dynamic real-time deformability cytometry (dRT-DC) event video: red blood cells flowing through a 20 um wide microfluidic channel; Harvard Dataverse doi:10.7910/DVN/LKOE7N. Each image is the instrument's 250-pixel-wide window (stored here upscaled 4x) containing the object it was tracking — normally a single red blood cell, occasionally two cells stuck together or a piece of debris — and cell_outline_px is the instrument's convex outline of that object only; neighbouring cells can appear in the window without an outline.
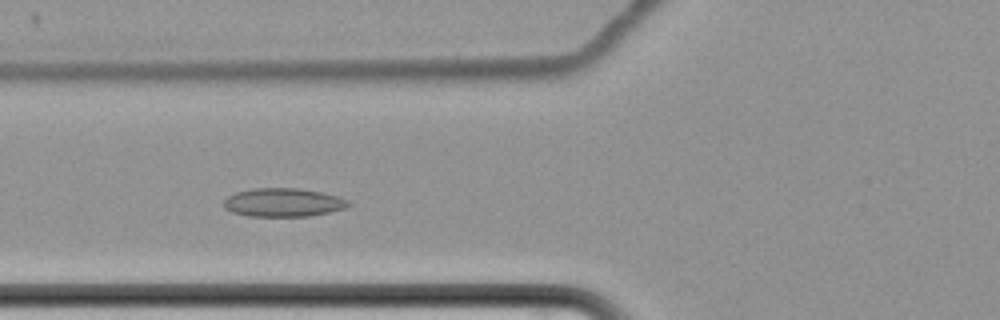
{"species": "common noctule bat (a hibernating species)", "species_latin": "Nyctalus noctula", "temperature_condition": "cold", "stored_images_in_passage": 59, "camera_frame_rate_fps": 3000, "um_per_image_px": 0.085, "animal": {"sex": "female", "body_mass_g": 22.7, "forearm_length_mm": 54.2}, "frame": {"image": 1, "passage_image": 22, "time_ms": 7.0, "image_size_px": [1000, 320], "cell_outline_px": [[352, 204], [344, 208], [328, 212], [308, 216], [248, 216], [232, 212], [224, 208], [224, 200], [228, 196], [236, 192], [256, 188], [296, 188], [320, 192], [336, 196], [348, 200]], "centroid_in_image_um": [24.05, 17.21], "position_along_channel_um": 101.8, "area_um2": 20.52}}
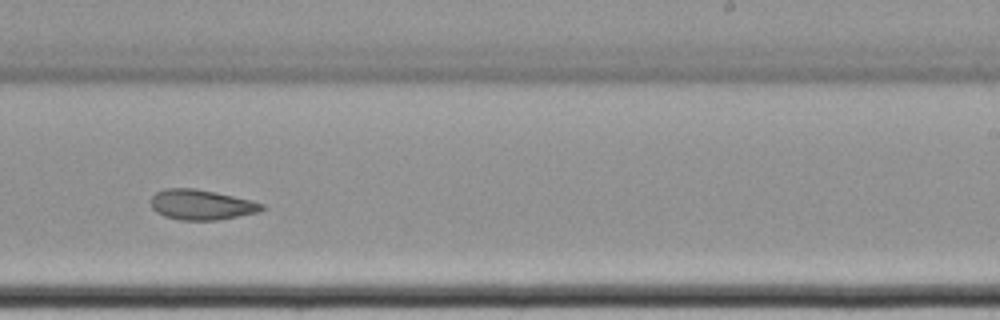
{"frame": {"image": 2, "passage_image": 37, "time_ms": 12.0, "image_size_px": [1000, 320], "cell_outline_px": [[264, 208], [260, 212], [216, 220], [180, 220], [164, 216], [156, 212], [152, 208], [152, 196], [156, 192], [164, 188], [192, 188], [216, 192], [252, 200], [264, 204]], "centroid_in_image_um": [17.12, 17.4], "position_along_channel_um": 271.9, "area_um2": 19.54}}
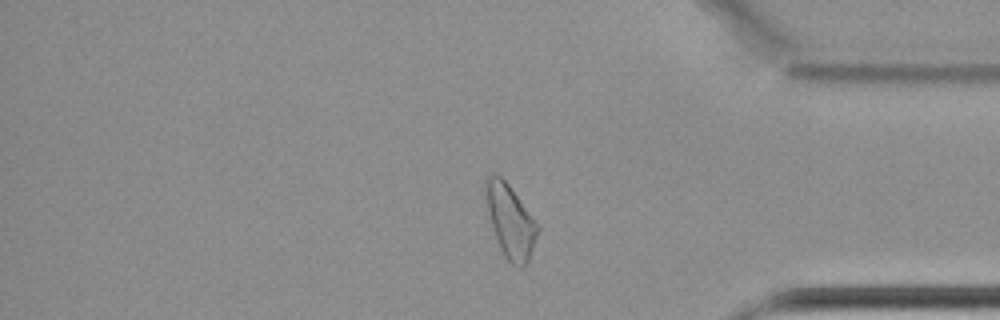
{"frame": {"image": 3, "passage_image": 49, "time_ms": 16.0, "image_size_px": [1000, 320], "cell_outline_px": [[540, 228], [528, 260], [520, 268], [516, 268], [504, 256], [500, 248], [492, 228], [488, 212], [484, 188], [484, 180], [488, 176], [500, 176], [508, 184], [540, 224]], "centroid_in_image_um": [43.39, 18.8], "position_along_channel_um": 391.8, "area_um2": 22.08}, "authors_computed_cell_mechanics": {"area_um2": 21.5016, "velocity_mm_per_s": 3.406, "shape_relaxation_time_tau1_ms": null, "shape_relaxation_time_tau2_ms": 6.7887, "deformation_change_tau1": null, "deformation_change_tau2": 0.1149}}